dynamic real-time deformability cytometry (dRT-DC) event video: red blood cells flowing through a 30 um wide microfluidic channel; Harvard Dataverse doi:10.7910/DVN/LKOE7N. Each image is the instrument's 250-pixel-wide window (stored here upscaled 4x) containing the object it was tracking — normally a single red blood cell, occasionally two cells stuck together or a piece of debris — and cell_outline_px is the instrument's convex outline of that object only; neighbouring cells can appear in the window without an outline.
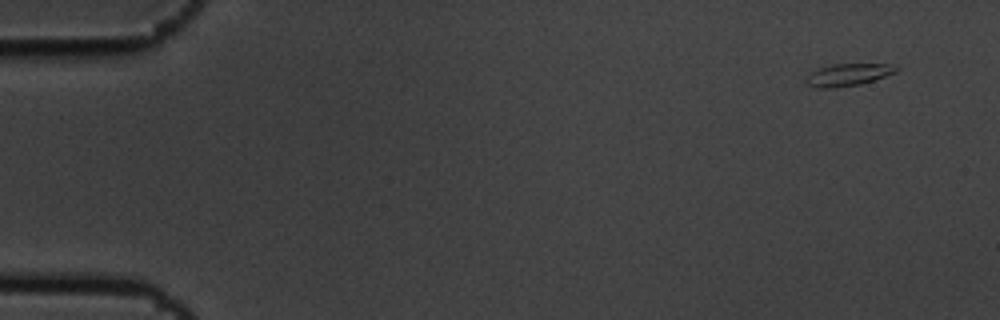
{"species": "common noctule bat (a hibernating species)", "species_latin": "Nyctalus noctula", "temperature_condition": "cold", "stored_images_in_passage": 5, "camera_frame_rate_fps": 3000, "um_per_image_px": 0.085, "animal": {"sex": "male", "body_mass_g": 19.5, "forearm_length_mm": 54.6}, "frame": {"image": 1, "passage_image": 1, "time_ms": 0.0, "image_size_px": [1000, 320], "cell_outline_px": [[900, 68], [896, 72], [860, 84], [836, 88], [816, 88], [808, 84], [804, 80], [804, 76], [820, 68], [832, 64], [888, 64]], "centroid_in_image_um": [72.03, 6.36], "position_along_channel_um": 13.0, "area_um2": 11.62}}
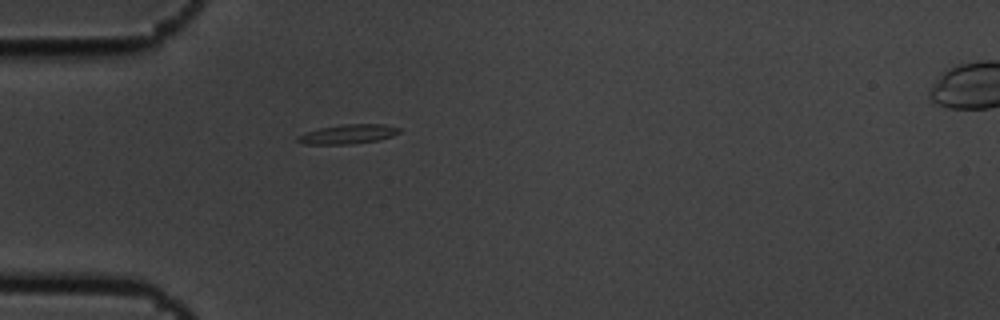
{"frame": {"image": 2, "passage_image": 5, "time_ms": 1.333, "image_size_px": [1000, 320], "cell_outline_px": [[400, 132], [392, 136], [380, 140], [348, 144], [304, 144], [296, 140], [296, 136], [304, 132], [320, 128], [344, 124], [384, 124], [400, 128]], "centroid_in_image_um": [29.56, 11.4], "position_along_channel_um": 55.4, "area_um2": 11.5}}